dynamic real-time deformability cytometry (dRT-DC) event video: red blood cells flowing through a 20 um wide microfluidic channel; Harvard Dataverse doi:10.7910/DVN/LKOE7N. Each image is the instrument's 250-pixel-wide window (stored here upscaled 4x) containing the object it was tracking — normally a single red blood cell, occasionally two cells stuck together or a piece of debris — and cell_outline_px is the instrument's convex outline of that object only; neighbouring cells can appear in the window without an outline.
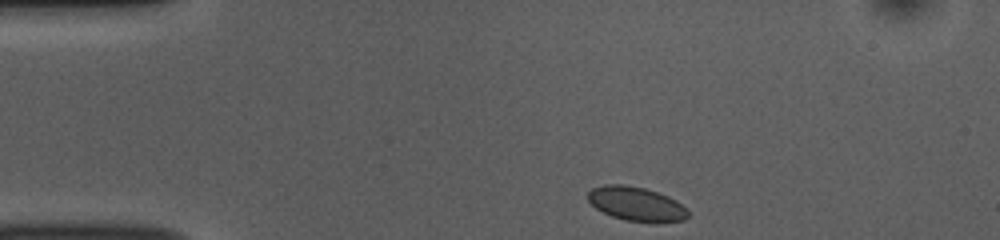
{"species": "common noctule bat (a hibernating species)", "species_latin": "Nyctalus noctula", "temperature_condition": "room temperature", "stored_images_in_passage": 45, "camera_frame_rate_fps": 3000, "um_per_image_px": 0.085, "animal": {"sex": "female", "body_mass_g": 10.0, "forearm_length_mm": 53.1}, "frame": {"image": 1, "passage_image": 1, "time_ms": 0.0, "image_size_px": [1000, 240], "cell_outline_px": [[688, 216], [684, 220], [652, 224], [624, 220], [612, 216], [596, 208], [588, 200], [588, 192], [592, 188], [604, 184], [624, 184], [644, 188], [668, 196], [676, 200], [688, 212]], "centroid_in_image_um": [54.08, 17.35], "position_along_channel_um": 30.9, "area_um2": 20.06}}
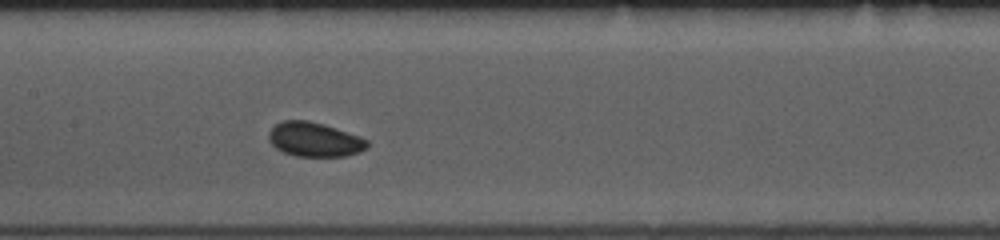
{"frame": {"image": 2, "passage_image": 17, "time_ms": 5.333, "image_size_px": [1000, 240], "cell_outline_px": [[368, 148], [360, 152], [344, 156], [296, 156], [284, 152], [276, 148], [268, 140], [268, 132], [276, 124], [284, 120], [308, 120], [324, 124], [360, 136], [368, 140]], "centroid_in_image_um": [26.74, 11.85], "position_along_channel_um": 180.7, "area_um2": 19.77}}
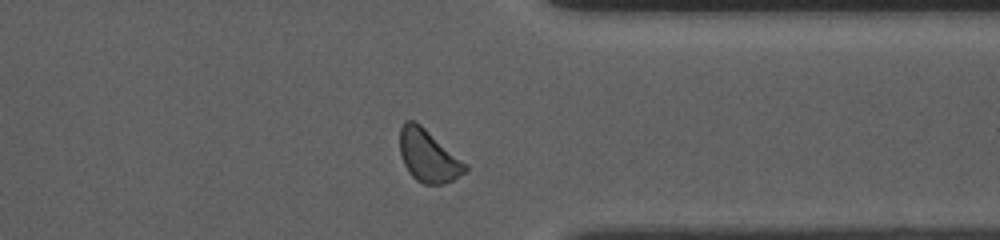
{"frame": {"image": 3, "passage_image": 33, "time_ms": 10.667, "image_size_px": [1000, 240], "cell_outline_px": [[468, 172], [444, 184], [424, 184], [416, 180], [408, 172], [404, 164], [400, 152], [400, 128], [404, 120], [416, 120], [468, 164]], "centroid_in_image_um": [36.42, 13.24], "position_along_channel_um": 375.0, "area_um2": 20.23}, "authors_computed_cell_mechanics": {"area_um2": 19.652, "velocity_mm_per_s": 3.7213, "shape_relaxation_time_tau1_ms": 3.6042, "shape_relaxation_time_tau2_ms": 7.882, "deformation_change_tau1": 0.0366, "deformation_change_tau2": 0.0801}}